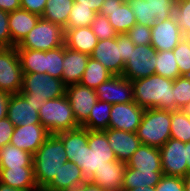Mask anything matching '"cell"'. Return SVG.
<instances>
[{"mask_svg":"<svg viewBox=\"0 0 190 191\" xmlns=\"http://www.w3.org/2000/svg\"><path fill=\"white\" fill-rule=\"evenodd\" d=\"M56 135L63 142L68 160L81 168L87 181L107 162L117 160L104 131L87 130L80 126Z\"/></svg>","mask_w":190,"mask_h":191,"instance_id":"obj_1","label":"cell"},{"mask_svg":"<svg viewBox=\"0 0 190 191\" xmlns=\"http://www.w3.org/2000/svg\"><path fill=\"white\" fill-rule=\"evenodd\" d=\"M173 83L174 80L157 74L132 81L134 102L144 109L176 110Z\"/></svg>","mask_w":190,"mask_h":191,"instance_id":"obj_2","label":"cell"},{"mask_svg":"<svg viewBox=\"0 0 190 191\" xmlns=\"http://www.w3.org/2000/svg\"><path fill=\"white\" fill-rule=\"evenodd\" d=\"M68 161L62 140L50 134L33 155L34 178L38 189H44Z\"/></svg>","mask_w":190,"mask_h":191,"instance_id":"obj_3","label":"cell"},{"mask_svg":"<svg viewBox=\"0 0 190 191\" xmlns=\"http://www.w3.org/2000/svg\"><path fill=\"white\" fill-rule=\"evenodd\" d=\"M65 92L66 85L62 79L47 73H28L22 76L20 94L37 107L41 108L49 99L62 97Z\"/></svg>","mask_w":190,"mask_h":191,"instance_id":"obj_4","label":"cell"},{"mask_svg":"<svg viewBox=\"0 0 190 191\" xmlns=\"http://www.w3.org/2000/svg\"><path fill=\"white\" fill-rule=\"evenodd\" d=\"M171 110L149 108L145 109L137 136L144 145L161 148L170 136Z\"/></svg>","mask_w":190,"mask_h":191,"instance_id":"obj_5","label":"cell"},{"mask_svg":"<svg viewBox=\"0 0 190 191\" xmlns=\"http://www.w3.org/2000/svg\"><path fill=\"white\" fill-rule=\"evenodd\" d=\"M38 112L40 123L49 134H57L80 127L66 95L47 100Z\"/></svg>","mask_w":190,"mask_h":191,"instance_id":"obj_6","label":"cell"},{"mask_svg":"<svg viewBox=\"0 0 190 191\" xmlns=\"http://www.w3.org/2000/svg\"><path fill=\"white\" fill-rule=\"evenodd\" d=\"M65 45V29L40 18L34 28L16 46L17 49L48 51Z\"/></svg>","mask_w":190,"mask_h":191,"instance_id":"obj_7","label":"cell"},{"mask_svg":"<svg viewBox=\"0 0 190 191\" xmlns=\"http://www.w3.org/2000/svg\"><path fill=\"white\" fill-rule=\"evenodd\" d=\"M22 67L16 47L0 48V91L9 94L20 93Z\"/></svg>","mask_w":190,"mask_h":191,"instance_id":"obj_8","label":"cell"},{"mask_svg":"<svg viewBox=\"0 0 190 191\" xmlns=\"http://www.w3.org/2000/svg\"><path fill=\"white\" fill-rule=\"evenodd\" d=\"M156 50L151 45H135L126 61L123 76L131 81L146 78L155 73Z\"/></svg>","mask_w":190,"mask_h":191,"instance_id":"obj_9","label":"cell"},{"mask_svg":"<svg viewBox=\"0 0 190 191\" xmlns=\"http://www.w3.org/2000/svg\"><path fill=\"white\" fill-rule=\"evenodd\" d=\"M159 150L163 175L183 178L187 174L185 143L170 138Z\"/></svg>","mask_w":190,"mask_h":191,"instance_id":"obj_10","label":"cell"},{"mask_svg":"<svg viewBox=\"0 0 190 191\" xmlns=\"http://www.w3.org/2000/svg\"><path fill=\"white\" fill-rule=\"evenodd\" d=\"M95 92L99 101H105L112 105L134 101L132 81L123 75H113L109 80L101 83Z\"/></svg>","mask_w":190,"mask_h":191,"instance_id":"obj_11","label":"cell"},{"mask_svg":"<svg viewBox=\"0 0 190 191\" xmlns=\"http://www.w3.org/2000/svg\"><path fill=\"white\" fill-rule=\"evenodd\" d=\"M65 95L77 123L81 126L88 119L91 109L98 101L95 90L77 83L66 86Z\"/></svg>","mask_w":190,"mask_h":191,"instance_id":"obj_12","label":"cell"},{"mask_svg":"<svg viewBox=\"0 0 190 191\" xmlns=\"http://www.w3.org/2000/svg\"><path fill=\"white\" fill-rule=\"evenodd\" d=\"M99 14L108 18L118 34H126L137 22L125 0H104Z\"/></svg>","mask_w":190,"mask_h":191,"instance_id":"obj_13","label":"cell"},{"mask_svg":"<svg viewBox=\"0 0 190 191\" xmlns=\"http://www.w3.org/2000/svg\"><path fill=\"white\" fill-rule=\"evenodd\" d=\"M90 57L99 61L113 75L123 74L122 43H117L116 37L98 40Z\"/></svg>","mask_w":190,"mask_h":191,"instance_id":"obj_14","label":"cell"},{"mask_svg":"<svg viewBox=\"0 0 190 191\" xmlns=\"http://www.w3.org/2000/svg\"><path fill=\"white\" fill-rule=\"evenodd\" d=\"M144 110L134 101L113 104L110 112L109 128L137 132Z\"/></svg>","mask_w":190,"mask_h":191,"instance_id":"obj_15","label":"cell"},{"mask_svg":"<svg viewBox=\"0 0 190 191\" xmlns=\"http://www.w3.org/2000/svg\"><path fill=\"white\" fill-rule=\"evenodd\" d=\"M183 38L173 17L163 22L157 21L151 26V45L156 51L173 50Z\"/></svg>","mask_w":190,"mask_h":191,"instance_id":"obj_16","label":"cell"},{"mask_svg":"<svg viewBox=\"0 0 190 191\" xmlns=\"http://www.w3.org/2000/svg\"><path fill=\"white\" fill-rule=\"evenodd\" d=\"M49 135L42 124L20 125L15 127L9 144L34 155Z\"/></svg>","mask_w":190,"mask_h":191,"instance_id":"obj_17","label":"cell"},{"mask_svg":"<svg viewBox=\"0 0 190 191\" xmlns=\"http://www.w3.org/2000/svg\"><path fill=\"white\" fill-rule=\"evenodd\" d=\"M111 149L118 161L127 163L133 153L140 147L141 140L136 132L108 128L104 130Z\"/></svg>","mask_w":190,"mask_h":191,"instance_id":"obj_18","label":"cell"},{"mask_svg":"<svg viewBox=\"0 0 190 191\" xmlns=\"http://www.w3.org/2000/svg\"><path fill=\"white\" fill-rule=\"evenodd\" d=\"M39 109L40 107L28 102L20 93L11 94L8 101L7 117L15 127L41 124Z\"/></svg>","mask_w":190,"mask_h":191,"instance_id":"obj_19","label":"cell"},{"mask_svg":"<svg viewBox=\"0 0 190 191\" xmlns=\"http://www.w3.org/2000/svg\"><path fill=\"white\" fill-rule=\"evenodd\" d=\"M125 167L126 163L118 160L107 162L88 181L105 191H122Z\"/></svg>","mask_w":190,"mask_h":191,"instance_id":"obj_20","label":"cell"},{"mask_svg":"<svg viewBox=\"0 0 190 191\" xmlns=\"http://www.w3.org/2000/svg\"><path fill=\"white\" fill-rule=\"evenodd\" d=\"M87 180L75 163L66 161L54 179L43 189L44 191H72Z\"/></svg>","mask_w":190,"mask_h":191,"instance_id":"obj_21","label":"cell"},{"mask_svg":"<svg viewBox=\"0 0 190 191\" xmlns=\"http://www.w3.org/2000/svg\"><path fill=\"white\" fill-rule=\"evenodd\" d=\"M90 55L74 51L64 45L62 81L66 86L80 83Z\"/></svg>","mask_w":190,"mask_h":191,"instance_id":"obj_22","label":"cell"},{"mask_svg":"<svg viewBox=\"0 0 190 191\" xmlns=\"http://www.w3.org/2000/svg\"><path fill=\"white\" fill-rule=\"evenodd\" d=\"M41 17L25 9L9 12L8 24L11 35V47H16L35 27Z\"/></svg>","mask_w":190,"mask_h":191,"instance_id":"obj_23","label":"cell"},{"mask_svg":"<svg viewBox=\"0 0 190 191\" xmlns=\"http://www.w3.org/2000/svg\"><path fill=\"white\" fill-rule=\"evenodd\" d=\"M0 183L23 191L39 190L33 167L0 168Z\"/></svg>","mask_w":190,"mask_h":191,"instance_id":"obj_24","label":"cell"},{"mask_svg":"<svg viewBox=\"0 0 190 191\" xmlns=\"http://www.w3.org/2000/svg\"><path fill=\"white\" fill-rule=\"evenodd\" d=\"M126 166L142 172L162 171L159 148L141 144Z\"/></svg>","mask_w":190,"mask_h":191,"instance_id":"obj_25","label":"cell"},{"mask_svg":"<svg viewBox=\"0 0 190 191\" xmlns=\"http://www.w3.org/2000/svg\"><path fill=\"white\" fill-rule=\"evenodd\" d=\"M97 43L91 26L65 29V46L74 51L91 55Z\"/></svg>","mask_w":190,"mask_h":191,"instance_id":"obj_26","label":"cell"},{"mask_svg":"<svg viewBox=\"0 0 190 191\" xmlns=\"http://www.w3.org/2000/svg\"><path fill=\"white\" fill-rule=\"evenodd\" d=\"M163 176L162 171L142 172L137 169L125 167L122 191H129L137 187H155Z\"/></svg>","mask_w":190,"mask_h":191,"instance_id":"obj_27","label":"cell"},{"mask_svg":"<svg viewBox=\"0 0 190 191\" xmlns=\"http://www.w3.org/2000/svg\"><path fill=\"white\" fill-rule=\"evenodd\" d=\"M33 167V155L15 145L0 148V168Z\"/></svg>","mask_w":190,"mask_h":191,"instance_id":"obj_28","label":"cell"},{"mask_svg":"<svg viewBox=\"0 0 190 191\" xmlns=\"http://www.w3.org/2000/svg\"><path fill=\"white\" fill-rule=\"evenodd\" d=\"M74 0H47L41 18L67 29L69 13Z\"/></svg>","mask_w":190,"mask_h":191,"instance_id":"obj_29","label":"cell"},{"mask_svg":"<svg viewBox=\"0 0 190 191\" xmlns=\"http://www.w3.org/2000/svg\"><path fill=\"white\" fill-rule=\"evenodd\" d=\"M111 108V103L98 100L91 109L88 119L81 127L93 131L107 130L109 128Z\"/></svg>","mask_w":190,"mask_h":191,"instance_id":"obj_30","label":"cell"},{"mask_svg":"<svg viewBox=\"0 0 190 191\" xmlns=\"http://www.w3.org/2000/svg\"><path fill=\"white\" fill-rule=\"evenodd\" d=\"M112 76L113 74L99 61L89 57L80 84L95 90L101 83L106 82Z\"/></svg>","mask_w":190,"mask_h":191,"instance_id":"obj_31","label":"cell"},{"mask_svg":"<svg viewBox=\"0 0 190 191\" xmlns=\"http://www.w3.org/2000/svg\"><path fill=\"white\" fill-rule=\"evenodd\" d=\"M22 73H46L45 52L33 49H17Z\"/></svg>","mask_w":190,"mask_h":191,"instance_id":"obj_32","label":"cell"},{"mask_svg":"<svg viewBox=\"0 0 190 191\" xmlns=\"http://www.w3.org/2000/svg\"><path fill=\"white\" fill-rule=\"evenodd\" d=\"M156 70L154 74L175 80L180 76L173 50L156 52Z\"/></svg>","mask_w":190,"mask_h":191,"instance_id":"obj_33","label":"cell"},{"mask_svg":"<svg viewBox=\"0 0 190 191\" xmlns=\"http://www.w3.org/2000/svg\"><path fill=\"white\" fill-rule=\"evenodd\" d=\"M170 136L172 139L180 140L184 143L190 141V117L181 109L171 110Z\"/></svg>","mask_w":190,"mask_h":191,"instance_id":"obj_34","label":"cell"},{"mask_svg":"<svg viewBox=\"0 0 190 191\" xmlns=\"http://www.w3.org/2000/svg\"><path fill=\"white\" fill-rule=\"evenodd\" d=\"M96 14L97 13L91 8L80 6L78 2H74L69 13L67 28L91 26V23L95 19Z\"/></svg>","mask_w":190,"mask_h":191,"instance_id":"obj_35","label":"cell"},{"mask_svg":"<svg viewBox=\"0 0 190 191\" xmlns=\"http://www.w3.org/2000/svg\"><path fill=\"white\" fill-rule=\"evenodd\" d=\"M64 45L45 52L46 73L52 77L62 79L63 75Z\"/></svg>","mask_w":190,"mask_h":191,"instance_id":"obj_36","label":"cell"},{"mask_svg":"<svg viewBox=\"0 0 190 191\" xmlns=\"http://www.w3.org/2000/svg\"><path fill=\"white\" fill-rule=\"evenodd\" d=\"M180 76H190V37H184L173 49Z\"/></svg>","mask_w":190,"mask_h":191,"instance_id":"obj_37","label":"cell"},{"mask_svg":"<svg viewBox=\"0 0 190 191\" xmlns=\"http://www.w3.org/2000/svg\"><path fill=\"white\" fill-rule=\"evenodd\" d=\"M173 18L184 37H190V0H176Z\"/></svg>","mask_w":190,"mask_h":191,"instance_id":"obj_38","label":"cell"},{"mask_svg":"<svg viewBox=\"0 0 190 191\" xmlns=\"http://www.w3.org/2000/svg\"><path fill=\"white\" fill-rule=\"evenodd\" d=\"M172 88L176 110L182 109L190 102V76L177 77Z\"/></svg>","mask_w":190,"mask_h":191,"instance_id":"obj_39","label":"cell"},{"mask_svg":"<svg viewBox=\"0 0 190 191\" xmlns=\"http://www.w3.org/2000/svg\"><path fill=\"white\" fill-rule=\"evenodd\" d=\"M135 14L136 22L145 26H153L157 21L151 17V9L145 0H125Z\"/></svg>","mask_w":190,"mask_h":191,"instance_id":"obj_40","label":"cell"},{"mask_svg":"<svg viewBox=\"0 0 190 191\" xmlns=\"http://www.w3.org/2000/svg\"><path fill=\"white\" fill-rule=\"evenodd\" d=\"M151 9V17L156 21H166L173 17L176 0H145Z\"/></svg>","mask_w":190,"mask_h":191,"instance_id":"obj_41","label":"cell"},{"mask_svg":"<svg viewBox=\"0 0 190 191\" xmlns=\"http://www.w3.org/2000/svg\"><path fill=\"white\" fill-rule=\"evenodd\" d=\"M91 28L98 40L115 38L118 35L108 18L99 13L96 14L95 19L91 23Z\"/></svg>","mask_w":190,"mask_h":191,"instance_id":"obj_42","label":"cell"},{"mask_svg":"<svg viewBox=\"0 0 190 191\" xmlns=\"http://www.w3.org/2000/svg\"><path fill=\"white\" fill-rule=\"evenodd\" d=\"M126 35L135 45L151 44V27L136 23Z\"/></svg>","mask_w":190,"mask_h":191,"instance_id":"obj_43","label":"cell"},{"mask_svg":"<svg viewBox=\"0 0 190 191\" xmlns=\"http://www.w3.org/2000/svg\"><path fill=\"white\" fill-rule=\"evenodd\" d=\"M156 191H185L182 177L163 175L155 186Z\"/></svg>","mask_w":190,"mask_h":191,"instance_id":"obj_44","label":"cell"},{"mask_svg":"<svg viewBox=\"0 0 190 191\" xmlns=\"http://www.w3.org/2000/svg\"><path fill=\"white\" fill-rule=\"evenodd\" d=\"M9 12L0 10V46L11 47V35L8 24Z\"/></svg>","mask_w":190,"mask_h":191,"instance_id":"obj_45","label":"cell"},{"mask_svg":"<svg viewBox=\"0 0 190 191\" xmlns=\"http://www.w3.org/2000/svg\"><path fill=\"white\" fill-rule=\"evenodd\" d=\"M14 129L15 126L8 117L0 120V148L10 143Z\"/></svg>","mask_w":190,"mask_h":191,"instance_id":"obj_46","label":"cell"},{"mask_svg":"<svg viewBox=\"0 0 190 191\" xmlns=\"http://www.w3.org/2000/svg\"><path fill=\"white\" fill-rule=\"evenodd\" d=\"M20 2L22 9L41 17L44 13L47 0H20Z\"/></svg>","mask_w":190,"mask_h":191,"instance_id":"obj_47","label":"cell"},{"mask_svg":"<svg viewBox=\"0 0 190 191\" xmlns=\"http://www.w3.org/2000/svg\"><path fill=\"white\" fill-rule=\"evenodd\" d=\"M117 43H122V60L124 63L130 58L131 50L134 49L135 44L130 40L126 34H118L116 36Z\"/></svg>","mask_w":190,"mask_h":191,"instance_id":"obj_48","label":"cell"},{"mask_svg":"<svg viewBox=\"0 0 190 191\" xmlns=\"http://www.w3.org/2000/svg\"><path fill=\"white\" fill-rule=\"evenodd\" d=\"M21 8L20 0H0V10L13 12Z\"/></svg>","mask_w":190,"mask_h":191,"instance_id":"obj_49","label":"cell"},{"mask_svg":"<svg viewBox=\"0 0 190 191\" xmlns=\"http://www.w3.org/2000/svg\"><path fill=\"white\" fill-rule=\"evenodd\" d=\"M74 2H78L80 6L89 7L98 14L104 0H74Z\"/></svg>","mask_w":190,"mask_h":191,"instance_id":"obj_50","label":"cell"},{"mask_svg":"<svg viewBox=\"0 0 190 191\" xmlns=\"http://www.w3.org/2000/svg\"><path fill=\"white\" fill-rule=\"evenodd\" d=\"M11 94L0 91V120L7 117L8 101Z\"/></svg>","mask_w":190,"mask_h":191,"instance_id":"obj_51","label":"cell"},{"mask_svg":"<svg viewBox=\"0 0 190 191\" xmlns=\"http://www.w3.org/2000/svg\"><path fill=\"white\" fill-rule=\"evenodd\" d=\"M72 191H105V190L100 188L98 185H94L93 183L86 181L81 186L76 187Z\"/></svg>","mask_w":190,"mask_h":191,"instance_id":"obj_52","label":"cell"},{"mask_svg":"<svg viewBox=\"0 0 190 191\" xmlns=\"http://www.w3.org/2000/svg\"><path fill=\"white\" fill-rule=\"evenodd\" d=\"M186 149V161H187V173L190 172V141L185 143Z\"/></svg>","mask_w":190,"mask_h":191,"instance_id":"obj_53","label":"cell"},{"mask_svg":"<svg viewBox=\"0 0 190 191\" xmlns=\"http://www.w3.org/2000/svg\"><path fill=\"white\" fill-rule=\"evenodd\" d=\"M185 191H190V172L183 177Z\"/></svg>","mask_w":190,"mask_h":191,"instance_id":"obj_54","label":"cell"},{"mask_svg":"<svg viewBox=\"0 0 190 191\" xmlns=\"http://www.w3.org/2000/svg\"><path fill=\"white\" fill-rule=\"evenodd\" d=\"M129 191H156V190H155V187L145 186L144 188L143 187H137V188L131 189Z\"/></svg>","mask_w":190,"mask_h":191,"instance_id":"obj_55","label":"cell"},{"mask_svg":"<svg viewBox=\"0 0 190 191\" xmlns=\"http://www.w3.org/2000/svg\"><path fill=\"white\" fill-rule=\"evenodd\" d=\"M0 191H23V190L15 189V188H12L10 186H6V185L0 183Z\"/></svg>","mask_w":190,"mask_h":191,"instance_id":"obj_56","label":"cell"},{"mask_svg":"<svg viewBox=\"0 0 190 191\" xmlns=\"http://www.w3.org/2000/svg\"><path fill=\"white\" fill-rule=\"evenodd\" d=\"M188 117H190V102L181 109Z\"/></svg>","mask_w":190,"mask_h":191,"instance_id":"obj_57","label":"cell"}]
</instances>
